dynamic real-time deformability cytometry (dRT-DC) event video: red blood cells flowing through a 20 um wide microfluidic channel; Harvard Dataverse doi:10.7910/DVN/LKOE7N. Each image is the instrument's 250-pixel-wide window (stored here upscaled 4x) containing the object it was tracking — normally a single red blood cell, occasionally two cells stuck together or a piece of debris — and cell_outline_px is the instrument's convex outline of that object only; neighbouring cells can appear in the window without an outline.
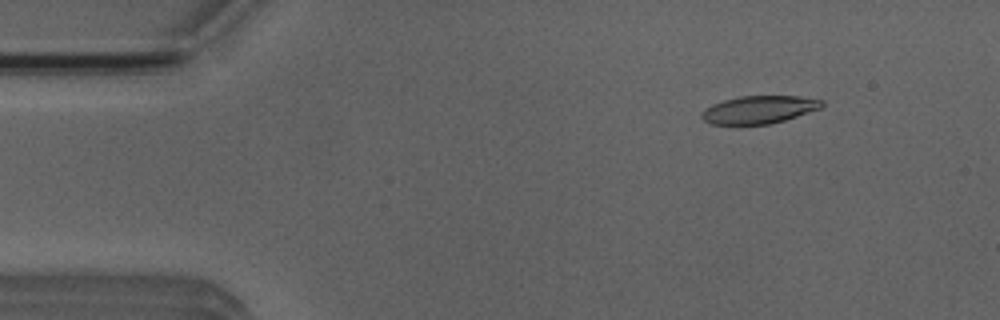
{"species": "Egyptian fruit bat (a non-hibernating species)", "species_latin": "Rousettus aegyptiacus", "temperature_condition": "room temperature", "stored_images_in_passage": 39, "camera_frame_rate_fps": 3000, "um_per_image_px": 0.085, "animal": {"sex": "male"}, "frame": {"image": 1, "passage_image": 6, "time_ms": 1.667, "image_size_px": [1000, 320], "cell_outline_px": [[824, 104], [820, 108], [784, 120], [768, 124], [712, 124], [704, 120], [700, 116], [712, 104], [724, 100], [740, 96], [800, 96], [824, 100]], "centroid_in_image_um": [64.55, 9.31], "position_along_channel_um": 20.5, "area_um2": 19.13}}
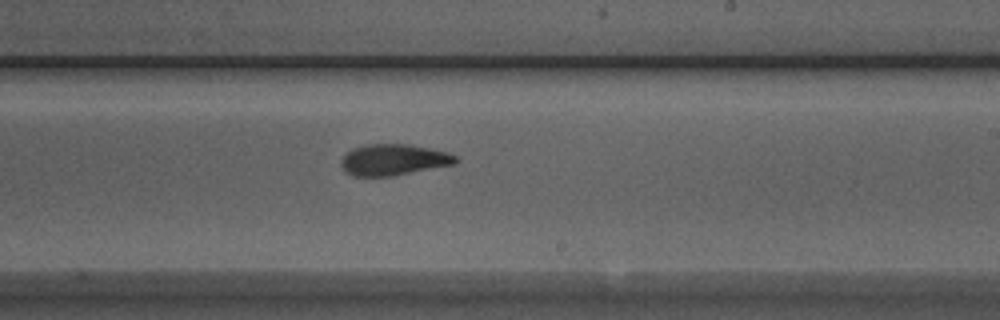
{"frame": {"image": 2, "passage_image": 30, "time_ms": 9.667, "image_size_px": [1000, 320], "cell_outline_px": [[460, 160], [452, 164], [396, 176], [352, 176], [344, 172], [340, 164], [340, 160], [352, 148], [364, 144], [408, 144], [432, 148], [448, 152], [456, 156]], "centroid_in_image_um": [33.43, 13.58], "position_along_channel_um": 255.6, "area_um2": 21.1}}
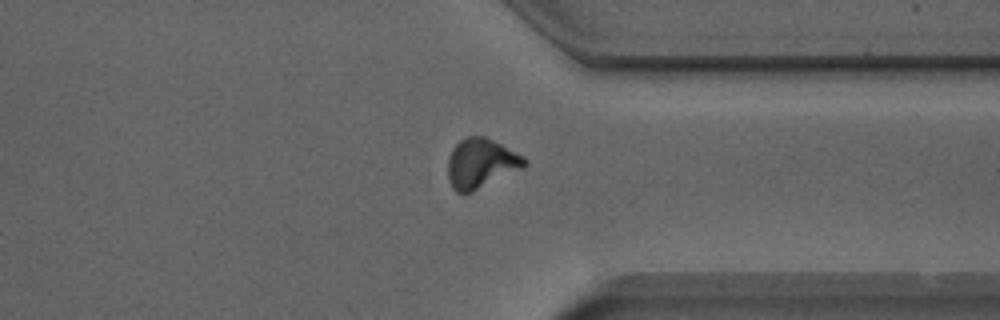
{"frame": {"image": 3, "passage_image": 39, "time_ms": 12.667, "image_size_px": [1000, 320], "cell_outline_px": [[528, 164], [472, 192], [456, 192], [452, 188], [448, 180], [448, 156], [452, 148], [460, 140], [468, 136], [484, 136], [524, 156], [528, 160]], "centroid_in_image_um": [40.84, 13.87], "position_along_channel_um": 370.6, "area_um2": 21.85}, "authors_computed_cell_mechanics": {"area_um2": 21.2126, "velocity_mm_per_s": 3.9251, "shape_relaxation_time_tau1_ms": 4.0111, "shape_relaxation_time_tau2_ms": 2.1274, "deformation_change_tau1": 0.1855, "deformation_change_tau2": 0.0951}}